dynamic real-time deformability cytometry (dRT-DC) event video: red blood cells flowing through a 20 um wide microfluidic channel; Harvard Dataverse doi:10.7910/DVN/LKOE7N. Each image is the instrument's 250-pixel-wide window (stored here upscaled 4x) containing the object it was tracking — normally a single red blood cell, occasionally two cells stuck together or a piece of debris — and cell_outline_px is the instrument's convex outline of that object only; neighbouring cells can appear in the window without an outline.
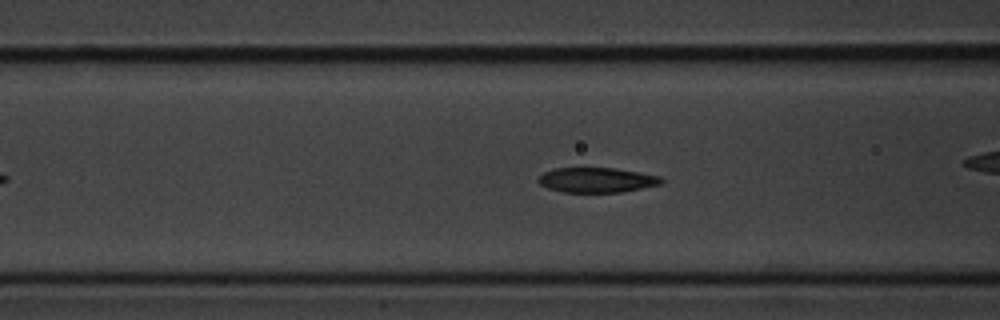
{"species": "common noctule bat (a hibernating species)", "species_latin": "Nyctalus noctula", "temperature_condition": "cold", "stored_images_in_passage": 55, "camera_frame_rate_fps": 3000, "um_per_image_px": 0.085, "animal": {"sex": "male", "body_mass_g": 20.1, "forearm_length_mm": 53.5}, "frame": {"image": 1, "passage_image": 20, "time_ms": 6.333, "image_size_px": [1000, 320], "cell_outline_px": [[664, 180], [660, 184], [620, 192], [564, 192], [548, 188], [540, 184], [536, 180], [544, 172], [556, 168], [616, 168], [660, 176]], "centroid_in_image_um": [50.7, 15.29], "position_along_channel_um": 115.9, "area_um2": 17.69}}
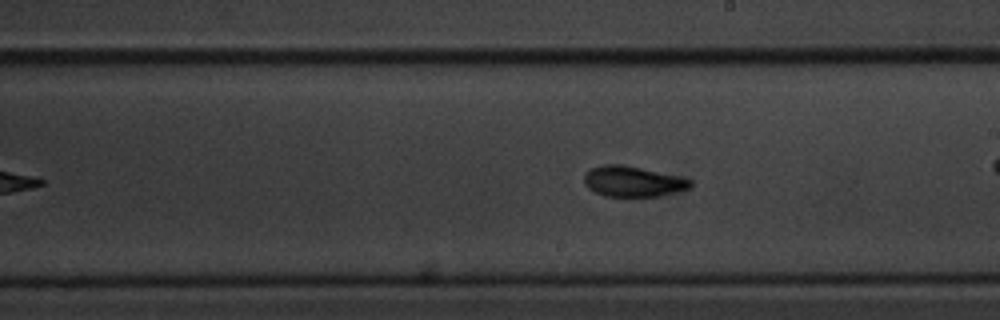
{"frame": {"image": 2, "passage_image": 30, "time_ms": 9.667, "image_size_px": [1000, 320], "cell_outline_px": [[692, 184], [688, 188], [676, 192], [660, 196], [632, 200], [604, 196], [588, 188], [584, 184], [584, 176], [592, 168], [600, 164], [620, 164], [680, 176], [692, 180]], "centroid_in_image_um": [53.79, 15.48], "position_along_channel_um": 235.2, "area_um2": 19.59}}
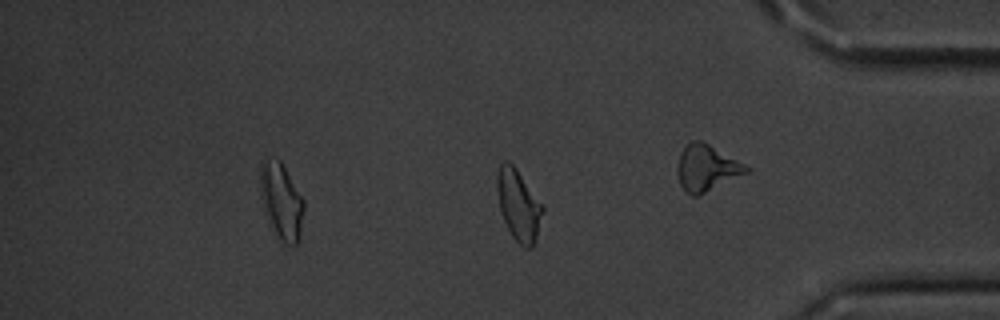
{"frame": {"image": 3, "passage_image": 45, "time_ms": 14.667, "image_size_px": [1000, 320], "cell_outline_px": [[544, 212], [532, 248], [524, 248], [512, 236], [504, 220], [500, 208], [496, 188], [496, 176], [500, 164], [504, 160], [508, 160], [516, 168], [544, 208]], "centroid_in_image_um": [44.06, 17.42], "position_along_channel_um": 391.1, "area_um2": 18.61}, "authors_computed_cell_mechanics": {"area_um2": 18.6694, "velocity_mm_per_s": 3.5672, "shape_relaxation_time_tau1_ms": 2.3521, "shape_relaxation_time_tau2_ms": 3.0187, "deformation_change_tau1": 0.1269, "deformation_change_tau2": 0.0779}}